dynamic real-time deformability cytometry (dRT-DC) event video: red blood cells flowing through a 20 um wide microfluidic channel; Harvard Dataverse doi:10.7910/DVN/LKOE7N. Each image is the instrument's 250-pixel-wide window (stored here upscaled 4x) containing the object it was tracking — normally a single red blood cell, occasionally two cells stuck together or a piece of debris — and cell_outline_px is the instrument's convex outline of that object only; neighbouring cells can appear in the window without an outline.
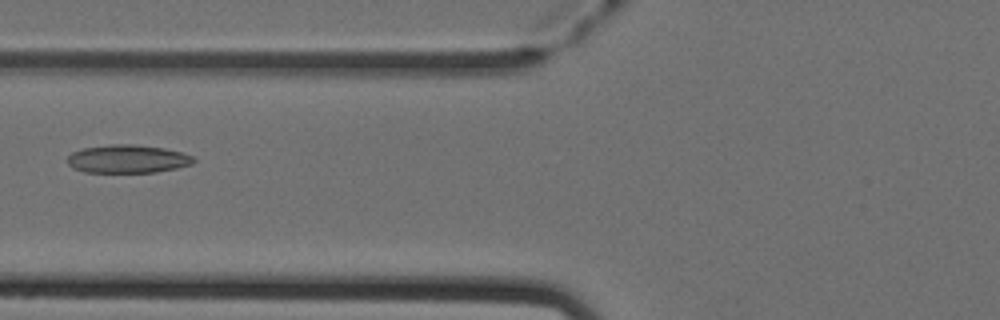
{"species": "Egyptian fruit bat (a non-hibernating species)", "species_latin": "Rousettus aegyptiacus", "temperature_condition": "cold", "stored_images_in_passage": 6, "camera_frame_rate_fps": 3000, "um_per_image_px": 0.085, "animal": {"sex": "female"}, "frame": {"image": 1, "passage_image": 6, "time_ms": 1.667, "image_size_px": [1000, 320], "cell_outline_px": [[196, 160], [192, 164], [176, 168], [156, 172], [84, 172], [72, 168], [68, 164], [68, 156], [72, 152], [84, 148], [112, 144], [132, 144], [164, 148], [180, 152], [192, 156]], "centroid_in_image_um": [10.84, 13.51], "position_along_channel_um": 115.0, "area_um2": 20.63}}